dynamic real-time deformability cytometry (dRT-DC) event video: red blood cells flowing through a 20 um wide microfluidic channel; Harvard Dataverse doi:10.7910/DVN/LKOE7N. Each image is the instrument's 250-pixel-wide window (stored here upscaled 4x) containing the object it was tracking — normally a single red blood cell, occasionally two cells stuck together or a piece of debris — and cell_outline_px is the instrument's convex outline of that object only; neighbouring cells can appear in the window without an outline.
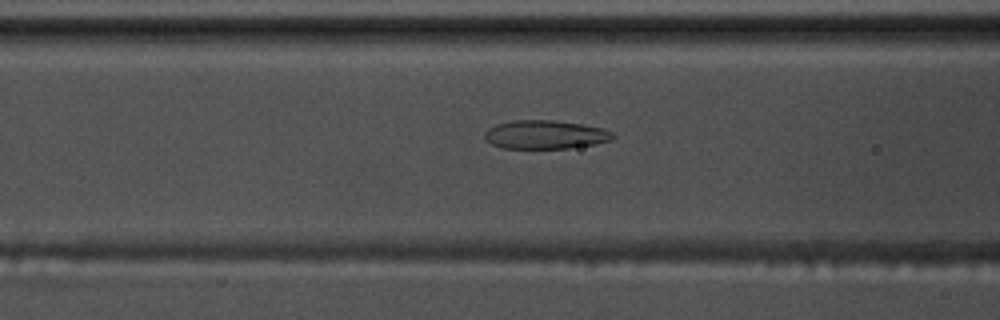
{"species": "common noctule bat (a hibernating species)", "species_latin": "Nyctalus noctula", "temperature_condition": "warm", "stored_images_in_passage": 7, "camera_frame_rate_fps": 3000, "um_per_image_px": 0.085, "animal": {"sex": "male", "body_mass_g": 17.5, "forearm_length_mm": 52.3}, "frame": {"image": 1, "passage_image": 5, "time_ms": 1.333, "image_size_px": [1000, 320], "cell_outline_px": [[616, 136], [612, 140], [596, 144], [568, 148], [504, 148], [492, 144], [484, 140], [484, 132], [488, 128], [496, 124], [516, 120], [552, 120], [580, 124], [604, 128], [612, 132]], "centroid_in_image_um": [46.35, 11.44], "position_along_channel_um": 120.3, "area_um2": 21.44}}